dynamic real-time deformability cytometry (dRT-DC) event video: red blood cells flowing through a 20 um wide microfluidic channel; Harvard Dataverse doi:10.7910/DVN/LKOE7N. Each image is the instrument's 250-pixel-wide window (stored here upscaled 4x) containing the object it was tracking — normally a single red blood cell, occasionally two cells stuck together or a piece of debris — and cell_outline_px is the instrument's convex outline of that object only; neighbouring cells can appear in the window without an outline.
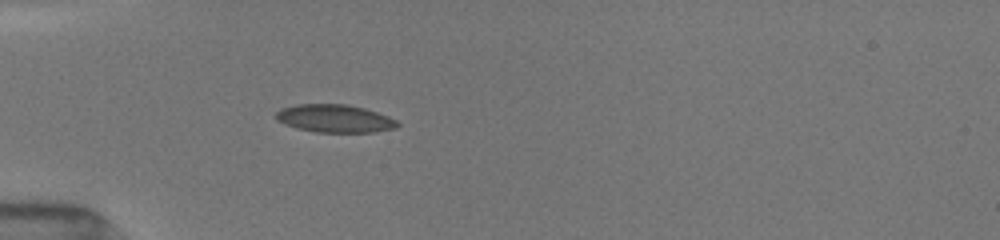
{"species": "common noctule bat (a hibernating species)", "species_latin": "Nyctalus noctula", "temperature_condition": "room temperature", "stored_images_in_passage": 6, "camera_frame_rate_fps": 3000, "um_per_image_px": 0.085, "animal": {"sex": "female", "body_mass_g": 19.5, "forearm_length_mm": 54.1}, "frame": {"image": 1, "passage_image": 6, "time_ms": 5.333, "image_size_px": [1000, 240], "cell_outline_px": [[400, 124], [396, 128], [372, 132], [316, 132], [296, 128], [284, 124], [276, 120], [276, 112], [280, 108], [296, 104], [348, 104], [364, 108], [388, 116], [396, 120]], "centroid_in_image_um": [28.42, 10.07], "position_along_channel_um": 56.6, "area_um2": 19.83}}